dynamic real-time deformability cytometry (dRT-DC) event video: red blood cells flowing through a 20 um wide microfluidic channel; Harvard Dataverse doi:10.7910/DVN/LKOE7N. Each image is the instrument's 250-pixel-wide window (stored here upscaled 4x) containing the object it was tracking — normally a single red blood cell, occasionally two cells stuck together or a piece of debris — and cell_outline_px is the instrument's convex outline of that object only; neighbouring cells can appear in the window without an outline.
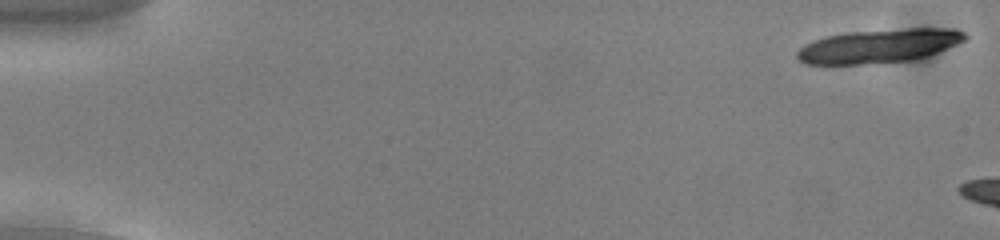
{"species": "common noctule bat (a hibernating species)", "species_latin": "Nyctalus noctula", "temperature_condition": "cold", "stored_images_in_passage": 5, "camera_frame_rate_fps": 3000, "um_per_image_px": 0.085, "animal": {"sex": "male", "body_mass_g": 13.0, "forearm_length_mm": 53.1}, "frame": {"image": 1, "passage_image": 1, "time_ms": 0.0, "image_size_px": [1000, 240], "cell_outline_px": [[968, 36], [964, 40], [956, 44], [928, 56], [916, 60], [860, 64], [804, 64], [796, 56], [796, 52], [804, 44], [812, 40], [828, 36], [848, 32], [908, 28], [956, 28], [964, 32]], "centroid_in_image_um": [74.72, 3.9], "position_along_channel_um": 10.3, "area_um2": 33.18}}